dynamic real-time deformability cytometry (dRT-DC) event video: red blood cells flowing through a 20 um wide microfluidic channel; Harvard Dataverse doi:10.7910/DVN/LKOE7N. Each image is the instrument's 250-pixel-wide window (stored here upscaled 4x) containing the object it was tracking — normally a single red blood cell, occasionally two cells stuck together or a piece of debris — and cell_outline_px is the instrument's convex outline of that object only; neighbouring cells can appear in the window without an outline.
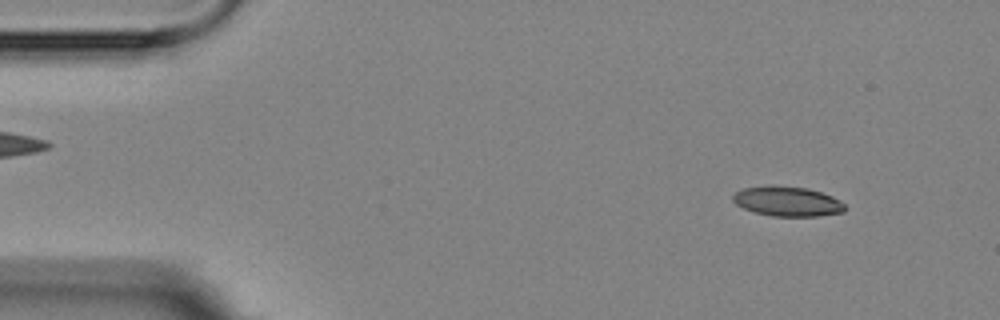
{"species": "Egyptian fruit bat (a non-hibernating species)", "species_latin": "Rousettus aegyptiacus", "temperature_condition": "room temperature", "stored_images_in_passage": 5, "camera_frame_rate_fps": 3000, "um_per_image_px": 0.085, "animal": {"sex": "female"}, "frame": {"image": 1, "passage_image": 1, "time_ms": 0.0, "image_size_px": [1000, 320], "cell_outline_px": [[844, 212], [820, 216], [772, 216], [756, 212], [744, 208], [736, 204], [732, 200], [732, 196], [736, 192], [744, 188], [772, 184], [808, 188], [832, 196], [840, 200], [844, 204]], "centroid_in_image_um": [66.93, 17.1], "position_along_channel_um": 18.1, "area_um2": 19.54}}
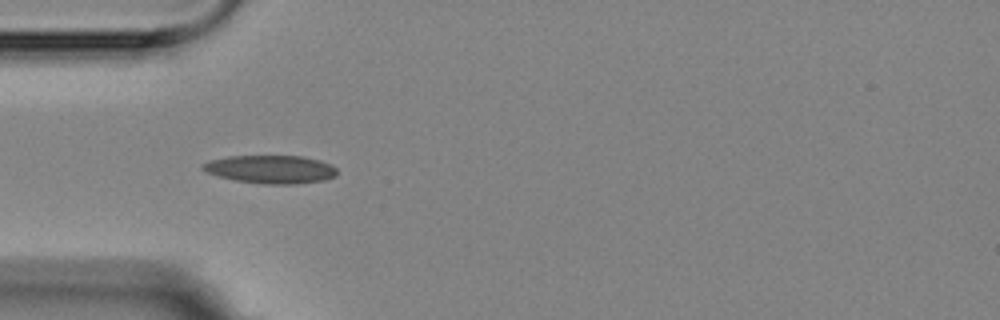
{"frame": {"image": 2, "passage_image": 4, "time_ms": 3.667, "image_size_px": [1000, 320], "cell_outline_px": [[336, 176], [324, 180], [296, 184], [264, 184], [236, 180], [216, 176], [200, 168], [200, 164], [208, 160], [228, 156], [304, 156], [320, 160], [332, 164], [336, 168]], "centroid_in_image_um": [23.0, 14.38], "position_along_channel_um": 62.0, "area_um2": 22.25}}
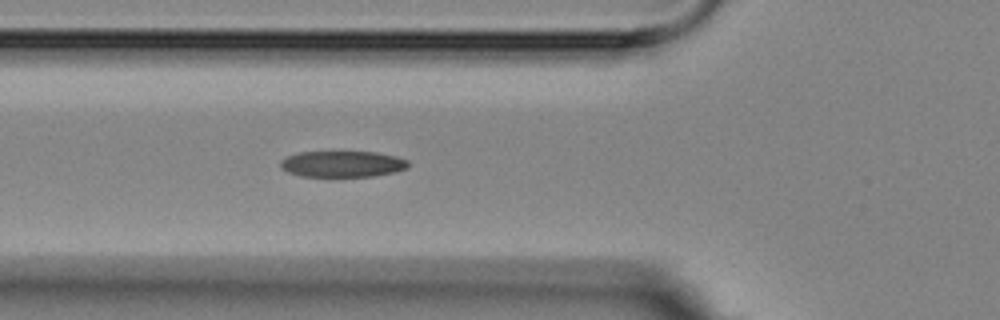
{"frame": {"image": 3, "passage_image": 5, "time_ms": 4.667, "image_size_px": [1000, 320], "cell_outline_px": [[408, 168], [392, 172], [372, 176], [300, 176], [288, 172], [280, 168], [280, 160], [288, 156], [300, 152], [376, 152], [396, 156], [408, 160]], "centroid_in_image_um": [29.09, 13.93], "position_along_channel_um": 96.7, "area_um2": 19.36}}